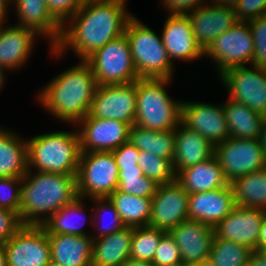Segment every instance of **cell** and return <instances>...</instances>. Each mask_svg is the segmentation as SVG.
Listing matches in <instances>:
<instances>
[{"label":"cell","instance_id":"obj_21","mask_svg":"<svg viewBox=\"0 0 266 266\" xmlns=\"http://www.w3.org/2000/svg\"><path fill=\"white\" fill-rule=\"evenodd\" d=\"M16 10L20 27L31 29L38 36L49 42V48H54L62 34V24L48 9L46 0H11Z\"/></svg>","mask_w":266,"mask_h":266},{"label":"cell","instance_id":"obj_28","mask_svg":"<svg viewBox=\"0 0 266 266\" xmlns=\"http://www.w3.org/2000/svg\"><path fill=\"white\" fill-rule=\"evenodd\" d=\"M0 126V177L22 178L28 171L27 140Z\"/></svg>","mask_w":266,"mask_h":266},{"label":"cell","instance_id":"obj_40","mask_svg":"<svg viewBox=\"0 0 266 266\" xmlns=\"http://www.w3.org/2000/svg\"><path fill=\"white\" fill-rule=\"evenodd\" d=\"M21 184L22 178L0 177V208L19 214Z\"/></svg>","mask_w":266,"mask_h":266},{"label":"cell","instance_id":"obj_51","mask_svg":"<svg viewBox=\"0 0 266 266\" xmlns=\"http://www.w3.org/2000/svg\"><path fill=\"white\" fill-rule=\"evenodd\" d=\"M209 1L214 4H219L223 6H231V7H235L237 3L239 2V0H209Z\"/></svg>","mask_w":266,"mask_h":266},{"label":"cell","instance_id":"obj_9","mask_svg":"<svg viewBox=\"0 0 266 266\" xmlns=\"http://www.w3.org/2000/svg\"><path fill=\"white\" fill-rule=\"evenodd\" d=\"M254 40L248 22L238 21L232 28L219 35L204 51L215 65L217 76L237 66L252 65Z\"/></svg>","mask_w":266,"mask_h":266},{"label":"cell","instance_id":"obj_22","mask_svg":"<svg viewBox=\"0 0 266 266\" xmlns=\"http://www.w3.org/2000/svg\"><path fill=\"white\" fill-rule=\"evenodd\" d=\"M188 217L215 227L236 206L231 184L206 192L189 194Z\"/></svg>","mask_w":266,"mask_h":266},{"label":"cell","instance_id":"obj_60","mask_svg":"<svg viewBox=\"0 0 266 266\" xmlns=\"http://www.w3.org/2000/svg\"><path fill=\"white\" fill-rule=\"evenodd\" d=\"M192 266H208L207 264H201V265H192Z\"/></svg>","mask_w":266,"mask_h":266},{"label":"cell","instance_id":"obj_47","mask_svg":"<svg viewBox=\"0 0 266 266\" xmlns=\"http://www.w3.org/2000/svg\"><path fill=\"white\" fill-rule=\"evenodd\" d=\"M266 249V214L263 216L255 252Z\"/></svg>","mask_w":266,"mask_h":266},{"label":"cell","instance_id":"obj_10","mask_svg":"<svg viewBox=\"0 0 266 266\" xmlns=\"http://www.w3.org/2000/svg\"><path fill=\"white\" fill-rule=\"evenodd\" d=\"M214 155L229 184L266 166V156L259 139L229 137L214 147Z\"/></svg>","mask_w":266,"mask_h":266},{"label":"cell","instance_id":"obj_27","mask_svg":"<svg viewBox=\"0 0 266 266\" xmlns=\"http://www.w3.org/2000/svg\"><path fill=\"white\" fill-rule=\"evenodd\" d=\"M133 227L93 239L92 266H122L130 257Z\"/></svg>","mask_w":266,"mask_h":266},{"label":"cell","instance_id":"obj_4","mask_svg":"<svg viewBox=\"0 0 266 266\" xmlns=\"http://www.w3.org/2000/svg\"><path fill=\"white\" fill-rule=\"evenodd\" d=\"M73 127V131H51L26 139L28 170L76 175L81 148Z\"/></svg>","mask_w":266,"mask_h":266},{"label":"cell","instance_id":"obj_52","mask_svg":"<svg viewBox=\"0 0 266 266\" xmlns=\"http://www.w3.org/2000/svg\"><path fill=\"white\" fill-rule=\"evenodd\" d=\"M259 140L266 156V125H263L261 128V136Z\"/></svg>","mask_w":266,"mask_h":266},{"label":"cell","instance_id":"obj_20","mask_svg":"<svg viewBox=\"0 0 266 266\" xmlns=\"http://www.w3.org/2000/svg\"><path fill=\"white\" fill-rule=\"evenodd\" d=\"M161 36L172 63H175V60L192 63L195 60L204 59V51L196 41L187 15L167 14Z\"/></svg>","mask_w":266,"mask_h":266},{"label":"cell","instance_id":"obj_5","mask_svg":"<svg viewBox=\"0 0 266 266\" xmlns=\"http://www.w3.org/2000/svg\"><path fill=\"white\" fill-rule=\"evenodd\" d=\"M173 79L139 78L136 81L134 124L153 131L175 130L181 123L182 101L169 96Z\"/></svg>","mask_w":266,"mask_h":266},{"label":"cell","instance_id":"obj_39","mask_svg":"<svg viewBox=\"0 0 266 266\" xmlns=\"http://www.w3.org/2000/svg\"><path fill=\"white\" fill-rule=\"evenodd\" d=\"M254 40L252 65L266 68V15L248 21Z\"/></svg>","mask_w":266,"mask_h":266},{"label":"cell","instance_id":"obj_55","mask_svg":"<svg viewBox=\"0 0 266 266\" xmlns=\"http://www.w3.org/2000/svg\"><path fill=\"white\" fill-rule=\"evenodd\" d=\"M261 117H262V124H263V125H266V108H265V110L262 112Z\"/></svg>","mask_w":266,"mask_h":266},{"label":"cell","instance_id":"obj_34","mask_svg":"<svg viewBox=\"0 0 266 266\" xmlns=\"http://www.w3.org/2000/svg\"><path fill=\"white\" fill-rule=\"evenodd\" d=\"M254 251L247 246L214 236L208 266H246Z\"/></svg>","mask_w":266,"mask_h":266},{"label":"cell","instance_id":"obj_36","mask_svg":"<svg viewBox=\"0 0 266 266\" xmlns=\"http://www.w3.org/2000/svg\"><path fill=\"white\" fill-rule=\"evenodd\" d=\"M166 233L150 226L133 227L130 257L152 263L161 238Z\"/></svg>","mask_w":266,"mask_h":266},{"label":"cell","instance_id":"obj_41","mask_svg":"<svg viewBox=\"0 0 266 266\" xmlns=\"http://www.w3.org/2000/svg\"><path fill=\"white\" fill-rule=\"evenodd\" d=\"M181 255L174 238L167 232L159 243L153 258V266H171L181 263Z\"/></svg>","mask_w":266,"mask_h":266},{"label":"cell","instance_id":"obj_15","mask_svg":"<svg viewBox=\"0 0 266 266\" xmlns=\"http://www.w3.org/2000/svg\"><path fill=\"white\" fill-rule=\"evenodd\" d=\"M181 123L198 132L214 147L230 137L223 102L213 105L212 103H200V101L182 100Z\"/></svg>","mask_w":266,"mask_h":266},{"label":"cell","instance_id":"obj_53","mask_svg":"<svg viewBox=\"0 0 266 266\" xmlns=\"http://www.w3.org/2000/svg\"><path fill=\"white\" fill-rule=\"evenodd\" d=\"M0 266H7L5 247L0 243Z\"/></svg>","mask_w":266,"mask_h":266},{"label":"cell","instance_id":"obj_12","mask_svg":"<svg viewBox=\"0 0 266 266\" xmlns=\"http://www.w3.org/2000/svg\"><path fill=\"white\" fill-rule=\"evenodd\" d=\"M3 245L7 266H51V247L42 226L24 225Z\"/></svg>","mask_w":266,"mask_h":266},{"label":"cell","instance_id":"obj_56","mask_svg":"<svg viewBox=\"0 0 266 266\" xmlns=\"http://www.w3.org/2000/svg\"><path fill=\"white\" fill-rule=\"evenodd\" d=\"M265 260L266 262V249H263V250H260V251H257Z\"/></svg>","mask_w":266,"mask_h":266},{"label":"cell","instance_id":"obj_6","mask_svg":"<svg viewBox=\"0 0 266 266\" xmlns=\"http://www.w3.org/2000/svg\"><path fill=\"white\" fill-rule=\"evenodd\" d=\"M125 34L139 78H174L175 65L167 54L161 35L135 15L128 20Z\"/></svg>","mask_w":266,"mask_h":266},{"label":"cell","instance_id":"obj_13","mask_svg":"<svg viewBox=\"0 0 266 266\" xmlns=\"http://www.w3.org/2000/svg\"><path fill=\"white\" fill-rule=\"evenodd\" d=\"M136 81L97 86L89 114L134 125L136 115Z\"/></svg>","mask_w":266,"mask_h":266},{"label":"cell","instance_id":"obj_33","mask_svg":"<svg viewBox=\"0 0 266 266\" xmlns=\"http://www.w3.org/2000/svg\"><path fill=\"white\" fill-rule=\"evenodd\" d=\"M108 198L114 204L126 227L148 226L152 198L135 196L117 189Z\"/></svg>","mask_w":266,"mask_h":266},{"label":"cell","instance_id":"obj_43","mask_svg":"<svg viewBox=\"0 0 266 266\" xmlns=\"http://www.w3.org/2000/svg\"><path fill=\"white\" fill-rule=\"evenodd\" d=\"M234 8L237 20L248 22L266 15V0H239Z\"/></svg>","mask_w":266,"mask_h":266},{"label":"cell","instance_id":"obj_31","mask_svg":"<svg viewBox=\"0 0 266 266\" xmlns=\"http://www.w3.org/2000/svg\"><path fill=\"white\" fill-rule=\"evenodd\" d=\"M230 184L236 205L266 211V168L239 177Z\"/></svg>","mask_w":266,"mask_h":266},{"label":"cell","instance_id":"obj_25","mask_svg":"<svg viewBox=\"0 0 266 266\" xmlns=\"http://www.w3.org/2000/svg\"><path fill=\"white\" fill-rule=\"evenodd\" d=\"M214 155V146L198 132L180 123L175 129L173 169L177 175L182 169L208 160Z\"/></svg>","mask_w":266,"mask_h":266},{"label":"cell","instance_id":"obj_14","mask_svg":"<svg viewBox=\"0 0 266 266\" xmlns=\"http://www.w3.org/2000/svg\"><path fill=\"white\" fill-rule=\"evenodd\" d=\"M75 126L81 152H112L129 142L130 125L120 120H107L88 114Z\"/></svg>","mask_w":266,"mask_h":266},{"label":"cell","instance_id":"obj_16","mask_svg":"<svg viewBox=\"0 0 266 266\" xmlns=\"http://www.w3.org/2000/svg\"><path fill=\"white\" fill-rule=\"evenodd\" d=\"M188 202L189 194L176 180L159 185L152 197L148 226L169 232L181 222L189 219Z\"/></svg>","mask_w":266,"mask_h":266},{"label":"cell","instance_id":"obj_8","mask_svg":"<svg viewBox=\"0 0 266 266\" xmlns=\"http://www.w3.org/2000/svg\"><path fill=\"white\" fill-rule=\"evenodd\" d=\"M85 61L92 68L98 86L133 83L139 79L125 33L96 50Z\"/></svg>","mask_w":266,"mask_h":266},{"label":"cell","instance_id":"obj_17","mask_svg":"<svg viewBox=\"0 0 266 266\" xmlns=\"http://www.w3.org/2000/svg\"><path fill=\"white\" fill-rule=\"evenodd\" d=\"M177 244L181 261L187 265L206 264L211 252L214 228L194 220L181 222L169 231Z\"/></svg>","mask_w":266,"mask_h":266},{"label":"cell","instance_id":"obj_32","mask_svg":"<svg viewBox=\"0 0 266 266\" xmlns=\"http://www.w3.org/2000/svg\"><path fill=\"white\" fill-rule=\"evenodd\" d=\"M129 142L139 150L169 159L173 163L175 130L153 131L134 124L129 129Z\"/></svg>","mask_w":266,"mask_h":266},{"label":"cell","instance_id":"obj_57","mask_svg":"<svg viewBox=\"0 0 266 266\" xmlns=\"http://www.w3.org/2000/svg\"><path fill=\"white\" fill-rule=\"evenodd\" d=\"M82 4L89 3V2H95V1H101V0H80Z\"/></svg>","mask_w":266,"mask_h":266},{"label":"cell","instance_id":"obj_45","mask_svg":"<svg viewBox=\"0 0 266 266\" xmlns=\"http://www.w3.org/2000/svg\"><path fill=\"white\" fill-rule=\"evenodd\" d=\"M140 150L130 142L122 144L112 151L118 169L140 168L138 165Z\"/></svg>","mask_w":266,"mask_h":266},{"label":"cell","instance_id":"obj_2","mask_svg":"<svg viewBox=\"0 0 266 266\" xmlns=\"http://www.w3.org/2000/svg\"><path fill=\"white\" fill-rule=\"evenodd\" d=\"M97 82L85 60L56 75L37 93V101L51 116L76 125L91 109Z\"/></svg>","mask_w":266,"mask_h":266},{"label":"cell","instance_id":"obj_46","mask_svg":"<svg viewBox=\"0 0 266 266\" xmlns=\"http://www.w3.org/2000/svg\"><path fill=\"white\" fill-rule=\"evenodd\" d=\"M209 0H160L163 9L168 15H186L188 12L208 4Z\"/></svg>","mask_w":266,"mask_h":266},{"label":"cell","instance_id":"obj_11","mask_svg":"<svg viewBox=\"0 0 266 266\" xmlns=\"http://www.w3.org/2000/svg\"><path fill=\"white\" fill-rule=\"evenodd\" d=\"M251 67V68H250ZM228 98L261 113L266 108V68L237 66L219 76Z\"/></svg>","mask_w":266,"mask_h":266},{"label":"cell","instance_id":"obj_42","mask_svg":"<svg viewBox=\"0 0 266 266\" xmlns=\"http://www.w3.org/2000/svg\"><path fill=\"white\" fill-rule=\"evenodd\" d=\"M23 226L17 212L0 208V243H6Z\"/></svg>","mask_w":266,"mask_h":266},{"label":"cell","instance_id":"obj_38","mask_svg":"<svg viewBox=\"0 0 266 266\" xmlns=\"http://www.w3.org/2000/svg\"><path fill=\"white\" fill-rule=\"evenodd\" d=\"M138 165L147 178L154 180L159 185L168 184L176 180L173 163L169 159L140 150Z\"/></svg>","mask_w":266,"mask_h":266},{"label":"cell","instance_id":"obj_48","mask_svg":"<svg viewBox=\"0 0 266 266\" xmlns=\"http://www.w3.org/2000/svg\"><path fill=\"white\" fill-rule=\"evenodd\" d=\"M11 6V0H0V24H7L5 22H8L7 19L9 14L8 11H10Z\"/></svg>","mask_w":266,"mask_h":266},{"label":"cell","instance_id":"obj_7","mask_svg":"<svg viewBox=\"0 0 266 266\" xmlns=\"http://www.w3.org/2000/svg\"><path fill=\"white\" fill-rule=\"evenodd\" d=\"M119 170L112 152H81L76 174L78 197H109L118 187Z\"/></svg>","mask_w":266,"mask_h":266},{"label":"cell","instance_id":"obj_50","mask_svg":"<svg viewBox=\"0 0 266 266\" xmlns=\"http://www.w3.org/2000/svg\"><path fill=\"white\" fill-rule=\"evenodd\" d=\"M122 266H153L151 262L147 261H141L137 259H133L129 257L123 264Z\"/></svg>","mask_w":266,"mask_h":266},{"label":"cell","instance_id":"obj_35","mask_svg":"<svg viewBox=\"0 0 266 266\" xmlns=\"http://www.w3.org/2000/svg\"><path fill=\"white\" fill-rule=\"evenodd\" d=\"M93 200V201H91ZM93 202L92 211H93V228L96 227V232L91 234L93 239H97L102 236L111 235L115 232L122 230L126 227L115 209L114 204L109 200L108 197L105 198H91ZM101 213V214H100ZM106 213V214H105ZM107 219H105V216ZM100 218V220H98ZM98 221V222H97ZM103 221L106 222L104 225ZM103 222V223H102ZM100 224V225H99ZM96 225V226H95Z\"/></svg>","mask_w":266,"mask_h":266},{"label":"cell","instance_id":"obj_30","mask_svg":"<svg viewBox=\"0 0 266 266\" xmlns=\"http://www.w3.org/2000/svg\"><path fill=\"white\" fill-rule=\"evenodd\" d=\"M224 102L223 110L230 137L260 139L261 128L263 126L261 113L253 111L245 104L229 98Z\"/></svg>","mask_w":266,"mask_h":266},{"label":"cell","instance_id":"obj_1","mask_svg":"<svg viewBox=\"0 0 266 266\" xmlns=\"http://www.w3.org/2000/svg\"><path fill=\"white\" fill-rule=\"evenodd\" d=\"M127 4L101 0L82 4L63 25L58 44L49 53L58 58L70 49L78 60H86L96 50L125 33L133 16ZM65 53V54H64Z\"/></svg>","mask_w":266,"mask_h":266},{"label":"cell","instance_id":"obj_24","mask_svg":"<svg viewBox=\"0 0 266 266\" xmlns=\"http://www.w3.org/2000/svg\"><path fill=\"white\" fill-rule=\"evenodd\" d=\"M47 235L51 247V266H92L91 235Z\"/></svg>","mask_w":266,"mask_h":266},{"label":"cell","instance_id":"obj_37","mask_svg":"<svg viewBox=\"0 0 266 266\" xmlns=\"http://www.w3.org/2000/svg\"><path fill=\"white\" fill-rule=\"evenodd\" d=\"M119 170L118 191L144 198H152L159 184L147 178L141 168Z\"/></svg>","mask_w":266,"mask_h":266},{"label":"cell","instance_id":"obj_29","mask_svg":"<svg viewBox=\"0 0 266 266\" xmlns=\"http://www.w3.org/2000/svg\"><path fill=\"white\" fill-rule=\"evenodd\" d=\"M84 198L77 197L71 203L62 207L56 213L52 214L43 224L42 227L46 230L47 234H66V235H91L88 231L84 230L83 225L86 223L87 219L92 227L93 224V211L92 207H86ZM90 209L86 217L85 212ZM83 217H81V216ZM81 220H75L76 218ZM79 217V218H78ZM89 217V218H88ZM84 218V219H83Z\"/></svg>","mask_w":266,"mask_h":266},{"label":"cell","instance_id":"obj_54","mask_svg":"<svg viewBox=\"0 0 266 266\" xmlns=\"http://www.w3.org/2000/svg\"><path fill=\"white\" fill-rule=\"evenodd\" d=\"M5 78H6L5 71L2 68H0V91L4 87V83H5V80H6Z\"/></svg>","mask_w":266,"mask_h":266},{"label":"cell","instance_id":"obj_19","mask_svg":"<svg viewBox=\"0 0 266 266\" xmlns=\"http://www.w3.org/2000/svg\"><path fill=\"white\" fill-rule=\"evenodd\" d=\"M265 210L236 205L214 227L216 238L231 240L255 251Z\"/></svg>","mask_w":266,"mask_h":266},{"label":"cell","instance_id":"obj_59","mask_svg":"<svg viewBox=\"0 0 266 266\" xmlns=\"http://www.w3.org/2000/svg\"><path fill=\"white\" fill-rule=\"evenodd\" d=\"M115 1L122 2V3L127 4V1H128V0H115Z\"/></svg>","mask_w":266,"mask_h":266},{"label":"cell","instance_id":"obj_23","mask_svg":"<svg viewBox=\"0 0 266 266\" xmlns=\"http://www.w3.org/2000/svg\"><path fill=\"white\" fill-rule=\"evenodd\" d=\"M35 39L39 36L31 29L0 24V68L13 72L24 67L35 48Z\"/></svg>","mask_w":266,"mask_h":266},{"label":"cell","instance_id":"obj_26","mask_svg":"<svg viewBox=\"0 0 266 266\" xmlns=\"http://www.w3.org/2000/svg\"><path fill=\"white\" fill-rule=\"evenodd\" d=\"M176 181L188 194L219 189L229 184L215 155L204 162L182 169L176 175Z\"/></svg>","mask_w":266,"mask_h":266},{"label":"cell","instance_id":"obj_18","mask_svg":"<svg viewBox=\"0 0 266 266\" xmlns=\"http://www.w3.org/2000/svg\"><path fill=\"white\" fill-rule=\"evenodd\" d=\"M198 45L205 51L219 35L237 22L235 8L209 2L188 12Z\"/></svg>","mask_w":266,"mask_h":266},{"label":"cell","instance_id":"obj_49","mask_svg":"<svg viewBox=\"0 0 266 266\" xmlns=\"http://www.w3.org/2000/svg\"><path fill=\"white\" fill-rule=\"evenodd\" d=\"M246 266H266V262L264 258L258 252L254 251L250 255Z\"/></svg>","mask_w":266,"mask_h":266},{"label":"cell","instance_id":"obj_3","mask_svg":"<svg viewBox=\"0 0 266 266\" xmlns=\"http://www.w3.org/2000/svg\"><path fill=\"white\" fill-rule=\"evenodd\" d=\"M77 197L76 175L28 170L22 177L20 220L23 225L42 226Z\"/></svg>","mask_w":266,"mask_h":266},{"label":"cell","instance_id":"obj_58","mask_svg":"<svg viewBox=\"0 0 266 266\" xmlns=\"http://www.w3.org/2000/svg\"><path fill=\"white\" fill-rule=\"evenodd\" d=\"M171 266H187V265H185L183 262H181V263H178L176 265H171Z\"/></svg>","mask_w":266,"mask_h":266},{"label":"cell","instance_id":"obj_44","mask_svg":"<svg viewBox=\"0 0 266 266\" xmlns=\"http://www.w3.org/2000/svg\"><path fill=\"white\" fill-rule=\"evenodd\" d=\"M48 9L63 25L82 6L80 0H46Z\"/></svg>","mask_w":266,"mask_h":266}]
</instances>
